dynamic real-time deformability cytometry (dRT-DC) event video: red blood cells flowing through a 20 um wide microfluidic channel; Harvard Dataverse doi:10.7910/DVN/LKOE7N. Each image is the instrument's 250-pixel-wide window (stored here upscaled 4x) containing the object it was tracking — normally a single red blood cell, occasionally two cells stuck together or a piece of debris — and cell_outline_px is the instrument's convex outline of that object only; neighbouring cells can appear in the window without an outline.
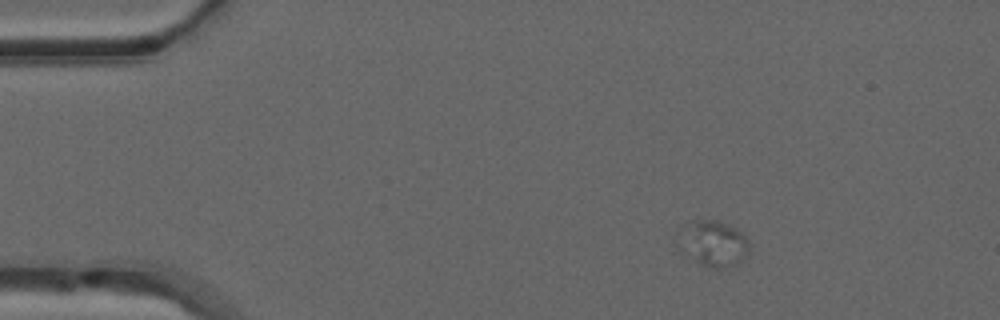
{"species": "common noctule bat (a hibernating species)", "species_latin": "Nyctalus noctula", "temperature_condition": "warm", "stored_images_in_passage": 52, "camera_frame_rate_fps": 3000, "um_per_image_px": 0.085, "animal": {"sex": "male", "forearm_length_mm": 52.5}, "frame": {"image": 1, "passage_image": 8, "time_ms": 2.333, "image_size_px": [1000, 320], "cell_outline_px": [[752, 248], [748, 256], [740, 264], [724, 268], [712, 268], [700, 264], [680, 252], [676, 244], [676, 232], [680, 228], [692, 220], [716, 220], [728, 224], [736, 228], [752, 244]], "centroid_in_image_um": [60.6, 20.71], "position_along_channel_um": 24.4, "area_um2": 20.0}}
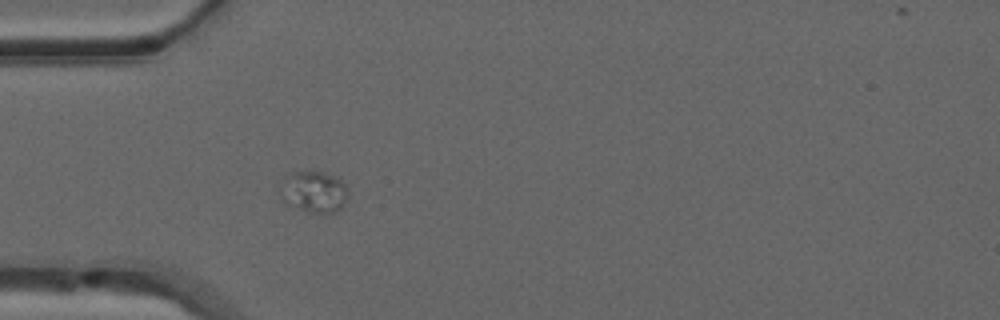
{"frame": {"image": 2, "passage_image": 16, "time_ms": 5.0, "image_size_px": [1000, 320], "cell_outline_px": [[348, 196], [344, 204], [340, 208], [332, 212], [308, 212], [284, 204], [280, 200], [280, 192], [288, 172], [324, 172], [336, 176], [348, 188]], "centroid_in_image_um": [26.67, 16.31], "position_along_channel_um": 58.3, "area_um2": 16.42}}
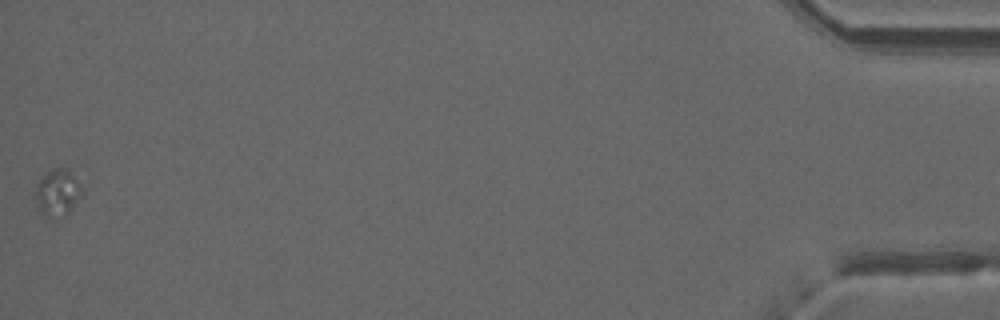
{"frame": {"image": 3, "passage_image": 52, "time_ms": 17.0, "image_size_px": [1000, 320], "cell_outline_px": [[84, 192], [72, 208], [68, 212], [52, 220], [44, 216], [36, 208], [32, 196], [36, 184], [52, 168], [68, 168], [84, 188]], "centroid_in_image_um": [4.85, 16.4], "position_along_channel_um": 430.3, "area_um2": 13.24}}